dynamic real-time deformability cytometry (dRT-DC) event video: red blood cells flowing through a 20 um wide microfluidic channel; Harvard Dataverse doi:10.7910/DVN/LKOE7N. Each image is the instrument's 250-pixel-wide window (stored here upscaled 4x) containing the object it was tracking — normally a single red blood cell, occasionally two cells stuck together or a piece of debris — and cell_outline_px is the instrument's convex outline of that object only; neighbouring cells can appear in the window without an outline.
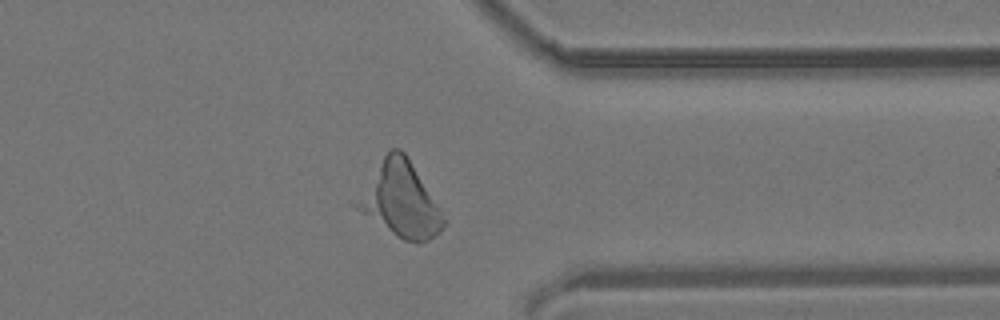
{"species": "common noctule bat (a hibernating species)", "species_latin": "Nyctalus noctula", "temperature_condition": "room temperature", "stored_images_in_passage": 42, "camera_frame_rate_fps": 3000, "um_per_image_px": 0.085, "animal": {"sex": "male", "body_mass_g": 19.2, "forearm_length_mm": 51.8}, "frame": {"image": 1, "passage_image": 33, "time_ms": 10.667, "image_size_px": [1000, 320], "cell_outline_px": [[444, 224], [440, 232], [428, 240], [420, 244], [416, 244], [404, 240], [356, 208], [356, 200], [384, 156], [392, 148], [400, 148], [408, 156], [444, 220]], "centroid_in_image_um": [34.05, 17.0], "position_along_channel_um": 377.4, "area_um2": 35.72}}